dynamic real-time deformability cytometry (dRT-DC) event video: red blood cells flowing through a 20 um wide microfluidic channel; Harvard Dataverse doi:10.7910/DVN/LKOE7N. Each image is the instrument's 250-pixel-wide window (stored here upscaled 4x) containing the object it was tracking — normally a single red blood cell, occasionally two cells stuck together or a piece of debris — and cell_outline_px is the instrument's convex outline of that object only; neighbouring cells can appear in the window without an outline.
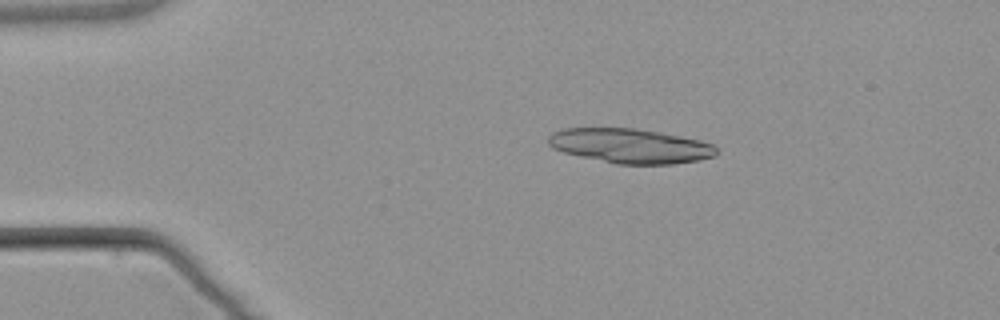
{"species": "common noctule bat (a hibernating species)", "species_latin": "Nyctalus noctula", "temperature_condition": "warm", "stored_images_in_passage": 5, "camera_frame_rate_fps": 3000, "um_per_image_px": 0.085, "animal": {"sex": "male", "body_mass_g": 21.5, "forearm_length_mm": 52.0}, "frame": {"image": 1, "passage_image": 2, "time_ms": 2.333, "image_size_px": [1000, 320], "cell_outline_px": [[716, 156], [700, 160], [672, 164], [616, 164], [564, 152], [552, 148], [548, 144], [548, 136], [552, 132], [564, 128], [632, 128], [680, 136], [700, 140], [712, 144], [716, 148]], "centroid_in_image_um": [53.56, 12.4], "position_along_channel_um": 31.4, "area_um2": 33.7}}